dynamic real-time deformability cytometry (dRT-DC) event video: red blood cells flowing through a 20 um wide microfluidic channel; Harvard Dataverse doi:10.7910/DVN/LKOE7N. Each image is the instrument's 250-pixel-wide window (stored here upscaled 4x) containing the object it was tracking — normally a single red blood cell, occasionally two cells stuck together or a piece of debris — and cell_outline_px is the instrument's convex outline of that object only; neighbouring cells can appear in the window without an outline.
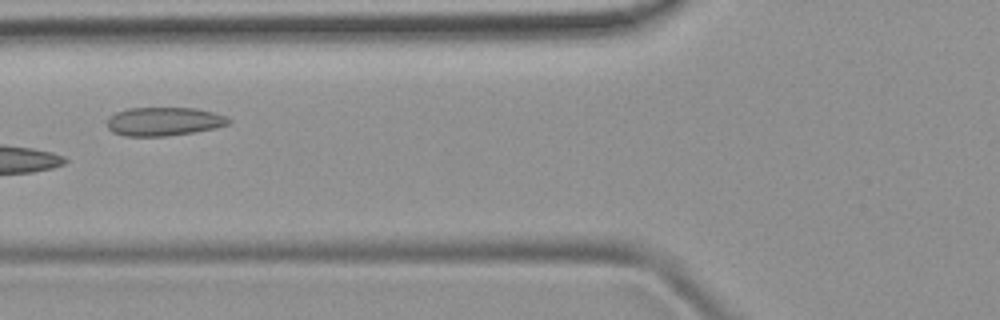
{"species": "common noctule bat (a hibernating species)", "species_latin": "Nyctalus noctula", "temperature_condition": "room temperature", "stored_images_in_passage": 5, "camera_frame_rate_fps": 3000, "um_per_image_px": 0.085, "animal": {"sex": "female", "body_mass_g": 19.9}, "frame": {"image": 1, "passage_image": 4, "time_ms": 3.667, "image_size_px": [1000, 320], "cell_outline_px": [[232, 120], [228, 124], [216, 128], [196, 132], [168, 136], [124, 136], [112, 132], [108, 128], [108, 116], [116, 112], [128, 108], [196, 108], [228, 116]], "centroid_in_image_um": [13.95, 10.33], "position_along_channel_um": 111.9, "area_um2": 20.46}}
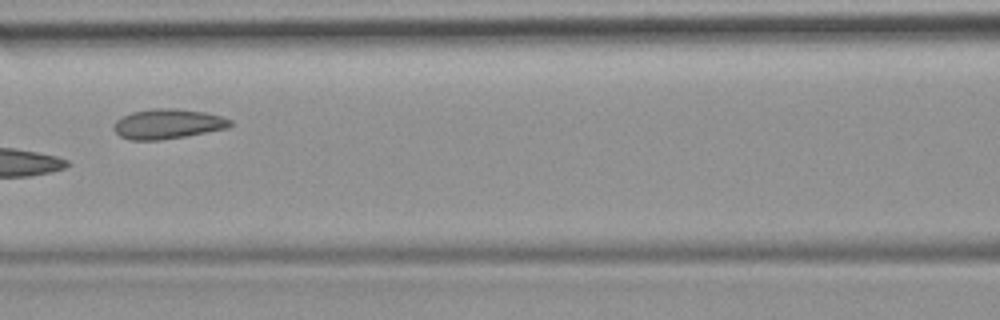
{"frame": {"image": 2, "passage_image": 5, "time_ms": 4.667, "image_size_px": [1000, 320], "cell_outline_px": [[232, 124], [228, 128], [184, 136], [160, 140], [128, 140], [120, 136], [112, 128], [112, 124], [116, 120], [132, 112], [152, 108], [176, 108], [204, 112], [224, 116], [232, 120]], "centroid_in_image_um": [14.25, 10.53], "position_along_channel_um": 152.4, "area_um2": 20.4}}